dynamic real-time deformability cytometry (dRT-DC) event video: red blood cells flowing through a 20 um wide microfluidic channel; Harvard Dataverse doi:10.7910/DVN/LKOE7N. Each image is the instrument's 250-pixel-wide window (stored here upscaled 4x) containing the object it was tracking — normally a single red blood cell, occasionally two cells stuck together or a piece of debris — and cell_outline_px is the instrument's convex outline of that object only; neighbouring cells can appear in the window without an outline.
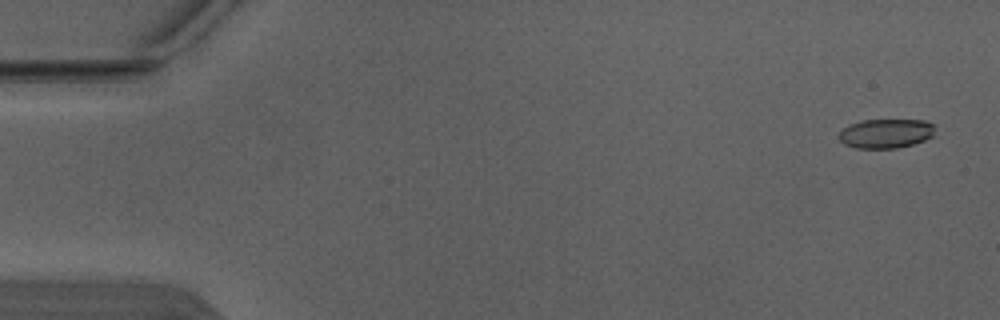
{"species": "Egyptian fruit bat (a non-hibernating species)", "species_latin": "Rousettus aegyptiacus", "temperature_condition": "warm", "stored_images_in_passage": 5, "camera_frame_rate_fps": 3000, "um_per_image_px": 0.085, "animal": {"sex": "male"}, "frame": {"image": 1, "passage_image": 1, "time_ms": 0.0, "image_size_px": [1000, 320], "cell_outline_px": [[932, 136], [924, 140], [912, 144], [896, 148], [856, 148], [844, 144], [836, 136], [848, 124], [860, 120], [924, 120], [932, 124]], "centroid_in_image_um": [75.22, 11.34], "position_along_channel_um": 9.8, "area_um2": 16.3}}
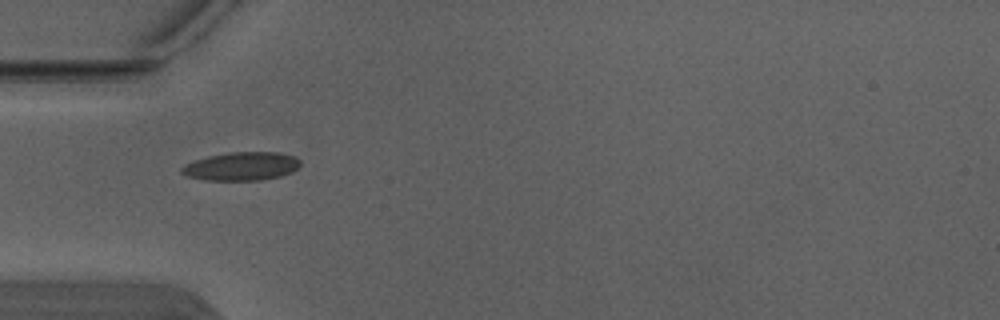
{"frame": {"image": 2, "passage_image": 3, "time_ms": 0.667, "image_size_px": [1000, 320], "cell_outline_px": [[300, 164], [292, 172], [280, 176], [260, 180], [204, 180], [188, 176], [180, 172], [180, 168], [184, 164], [208, 156], [228, 152], [276, 152], [292, 156], [300, 160]], "centroid_in_image_um": [20.49, 14.13], "position_along_channel_um": 64.5, "area_um2": 19.54}}
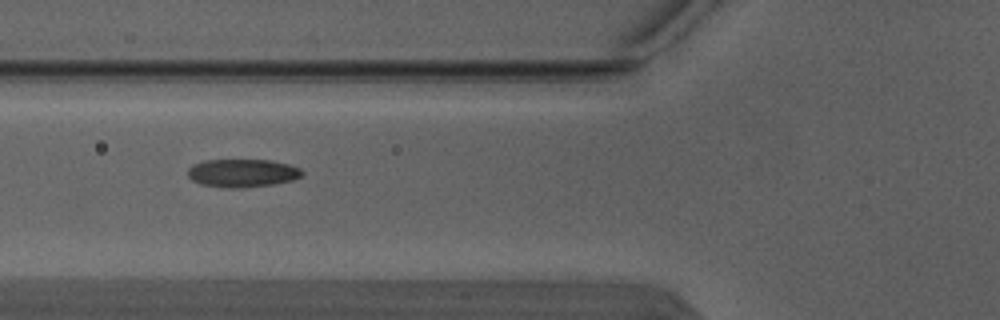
{"frame": {"image": 3, "passage_image": 4, "time_ms": 1.0, "image_size_px": [1000, 320], "cell_outline_px": [[304, 172], [300, 176], [292, 180], [272, 184], [244, 188], [224, 188], [200, 184], [192, 180], [188, 176], [188, 168], [192, 164], [204, 160], [272, 160], [288, 164], [300, 168]], "centroid_in_image_um": [20.57, 14.71], "position_along_channel_um": 105.2, "area_um2": 18.84}}